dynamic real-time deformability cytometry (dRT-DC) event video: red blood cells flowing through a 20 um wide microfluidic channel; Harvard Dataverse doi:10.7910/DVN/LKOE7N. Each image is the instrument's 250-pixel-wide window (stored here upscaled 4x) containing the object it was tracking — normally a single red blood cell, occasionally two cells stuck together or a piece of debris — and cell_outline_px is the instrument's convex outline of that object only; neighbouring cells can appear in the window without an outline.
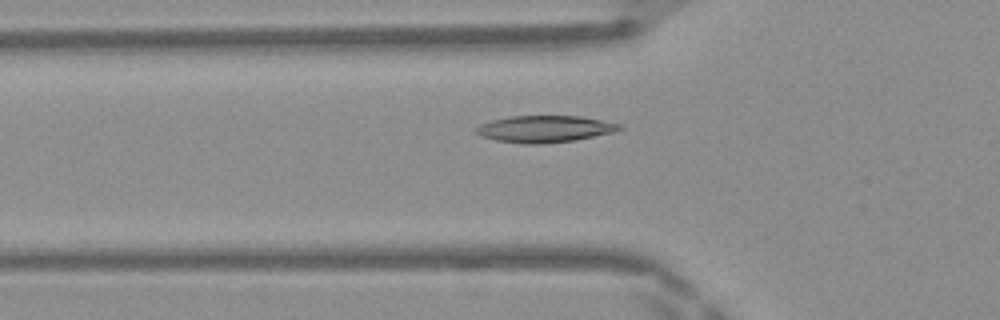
{"species": "Egyptian fruit bat (a non-hibernating species)", "species_latin": "Rousettus aegyptiacus", "temperature_condition": "warm", "stored_images_in_passage": 43, "camera_frame_rate_fps": 3000, "um_per_image_px": 0.085, "frame": {"image": 1, "passage_image": 14, "time_ms": 4.333, "image_size_px": [1000, 320], "cell_outline_px": [[624, 128], [616, 132], [576, 140], [540, 144], [524, 144], [496, 140], [480, 136], [472, 132], [472, 128], [480, 124], [492, 120], [508, 116], [580, 116], [624, 124]], "centroid_in_image_um": [46.3, 10.96], "position_along_channel_um": 79.5, "area_um2": 22.83}}
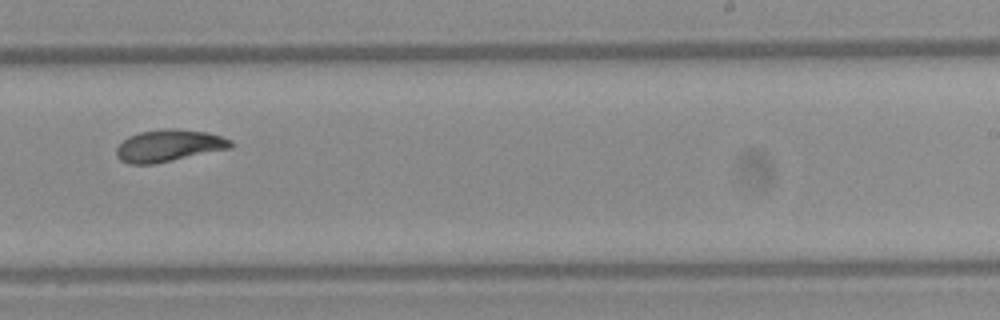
{"frame": {"image": 2, "passage_image": 28, "time_ms": 9.0, "image_size_px": [1000, 320], "cell_outline_px": [[232, 148], [152, 164], [128, 164], [120, 160], [116, 156], [116, 148], [128, 136], [140, 132], [164, 128], [172, 128], [208, 132], [232, 140]], "centroid_in_image_um": [14.34, 12.37], "position_along_channel_um": 274.7, "area_um2": 21.27}}
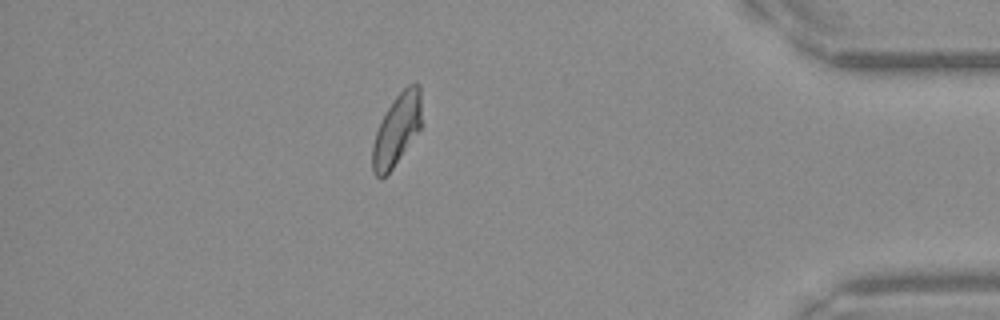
{"frame": {"image": 3, "passage_image": 40, "time_ms": 13.0, "image_size_px": [1000, 320], "cell_outline_px": [[420, 128], [392, 168], [380, 180], [372, 172], [372, 144], [376, 132], [388, 108], [396, 96], [408, 84], [420, 84]], "centroid_in_image_um": [33.7, 11.05], "position_along_channel_um": 401.5, "area_um2": 19.83}, "authors_computed_cell_mechanics": {"area_um2": 21.2704, "velocity_mm_per_s": 4.1772, "shape_relaxation_time_tau1_ms": 6.2514, "shape_relaxation_time_tau2_ms": 2.471, "deformation_change_tau1": 0.1767, "deformation_change_tau2": 0.0707}}